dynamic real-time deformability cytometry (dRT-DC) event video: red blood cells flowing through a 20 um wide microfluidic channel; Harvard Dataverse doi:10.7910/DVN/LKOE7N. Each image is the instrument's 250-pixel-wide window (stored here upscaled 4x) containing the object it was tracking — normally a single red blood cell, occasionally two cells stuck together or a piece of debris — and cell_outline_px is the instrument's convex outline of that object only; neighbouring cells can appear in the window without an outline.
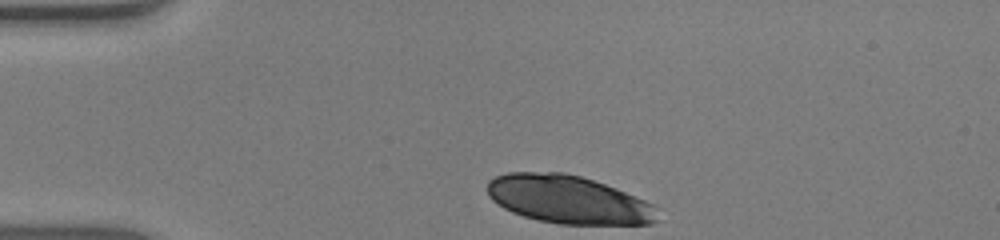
{"species": "human", "species_latin": "Homo sapiens", "temperature_condition": "warm", "stored_images_in_passage": 34, "camera_frame_rate_fps": 3000, "um_per_image_px": 0.085, "donor": {"sex": "male"}, "frame": {"image": 1, "passage_image": 1, "time_ms": 0.0, "image_size_px": [1000, 240], "cell_outline_px": [[656, 220], [652, 224], [560, 224], [540, 220], [524, 216], [512, 212], [496, 204], [488, 196], [488, 180], [496, 176], [508, 172], [564, 172], [580, 176], [616, 188], [644, 200], [652, 204], [656, 208]], "centroid_in_image_um": [48.27, 16.95], "position_along_channel_um": 36.7, "area_um2": 47.45}}
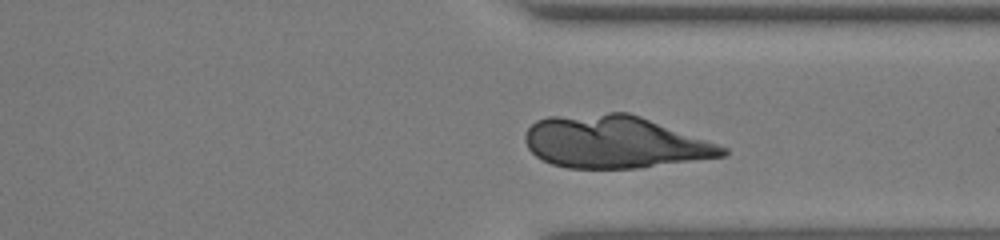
{"frame": {"image": 2, "passage_image": 30, "time_ms": 9.667, "image_size_px": [1000, 240], "cell_outline_px": [[728, 152], [724, 156], [636, 168], [568, 168], [552, 164], [536, 156], [528, 148], [524, 140], [524, 136], [528, 128], [536, 120], [548, 116], [608, 112], [628, 112], [640, 116], [728, 148]], "centroid_in_image_um": [52.18, 12.06], "position_along_channel_um": 359.2, "area_um2": 60.0}}
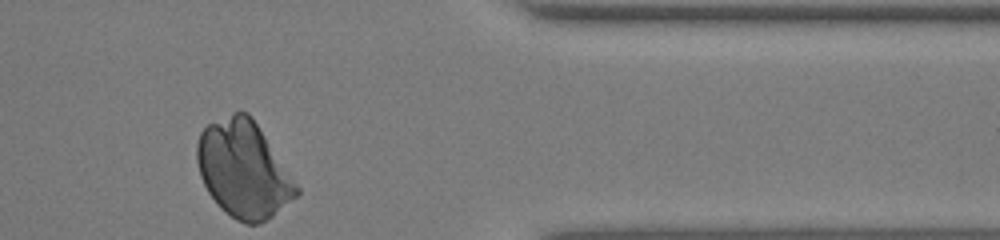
{"frame": {"image": 3, "passage_image": 34, "time_ms": 11.0, "image_size_px": [1000, 240], "cell_outline_px": [[300, 192], [296, 196], [272, 216], [260, 224], [244, 224], [236, 220], [220, 208], [216, 204], [208, 192], [200, 176], [196, 160], [196, 144], [200, 132], [208, 124], [232, 112], [248, 112], [252, 116], [300, 188]], "centroid_in_image_um": [20.68, 14.4], "position_along_channel_um": 390.7, "area_um2": 55.95}}